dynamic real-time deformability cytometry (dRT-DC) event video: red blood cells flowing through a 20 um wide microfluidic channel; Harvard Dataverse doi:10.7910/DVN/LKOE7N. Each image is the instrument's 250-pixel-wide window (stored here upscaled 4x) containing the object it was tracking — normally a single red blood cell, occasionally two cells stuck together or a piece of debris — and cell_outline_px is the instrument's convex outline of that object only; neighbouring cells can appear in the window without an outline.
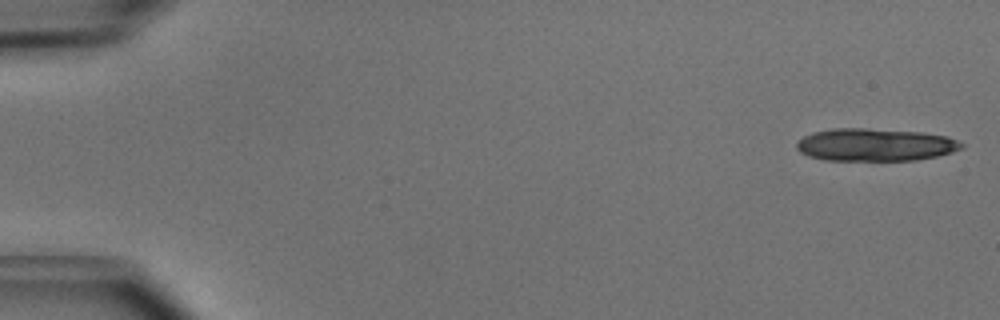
{"species": "common noctule bat (a hibernating species)", "species_latin": "Nyctalus noctula", "temperature_condition": "cold", "stored_images_in_passage": 14, "camera_frame_rate_fps": 3000, "um_per_image_px": 0.085, "animal": {"sex": "male", "body_mass_g": 15.6}, "frame": {"image": 1, "passage_image": 1, "time_ms": 0.0, "image_size_px": [1000, 320], "cell_outline_px": [[964, 148], [952, 152], [936, 156], [916, 160], [824, 160], [808, 156], [800, 152], [796, 148], [796, 144], [804, 136], [812, 132], [832, 128], [868, 128], [920, 132], [948, 136], [964, 144]], "centroid_in_image_um": [74.38, 12.3], "position_along_channel_um": 10.6, "area_um2": 31.44}}